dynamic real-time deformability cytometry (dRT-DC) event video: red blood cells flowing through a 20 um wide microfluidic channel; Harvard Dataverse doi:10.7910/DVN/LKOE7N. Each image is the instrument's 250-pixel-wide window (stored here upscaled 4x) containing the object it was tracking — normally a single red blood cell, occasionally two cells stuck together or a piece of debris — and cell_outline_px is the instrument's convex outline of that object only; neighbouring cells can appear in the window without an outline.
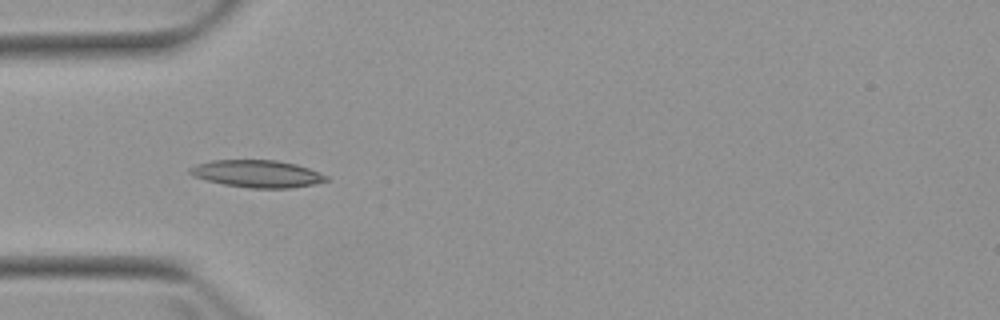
{"species": "Egyptian fruit bat (a non-hibernating species)", "species_latin": "Rousettus aegyptiacus", "temperature_condition": "warm", "stored_images_in_passage": 5, "camera_frame_rate_fps": 3000, "um_per_image_px": 0.085, "animal": {"sex": "female"}, "frame": {"image": 1, "passage_image": 4, "time_ms": 4.667, "image_size_px": [1000, 320], "cell_outline_px": [[328, 180], [316, 184], [288, 188], [252, 188], [224, 184], [192, 176], [188, 172], [188, 168], [196, 164], [212, 160], [276, 160], [296, 164], [320, 172], [328, 176]], "centroid_in_image_um": [21.86, 14.76], "position_along_channel_um": 63.1, "area_um2": 21.68}}
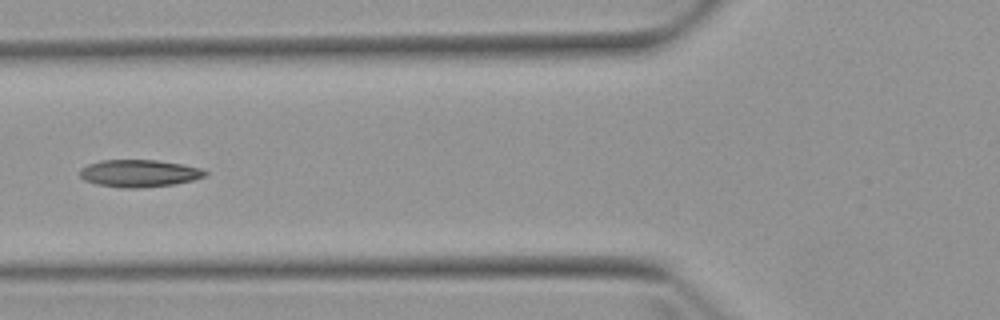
{"frame": {"image": 2, "passage_image": 5, "time_ms": 6.0, "image_size_px": [1000, 320], "cell_outline_px": [[208, 176], [192, 180], [172, 184], [136, 188], [120, 188], [96, 184], [84, 180], [80, 176], [80, 168], [88, 164], [100, 160], [156, 160], [180, 164], [200, 168], [208, 172]], "centroid_in_image_um": [11.8, 14.73], "position_along_channel_um": 114.0, "area_um2": 19.88}}